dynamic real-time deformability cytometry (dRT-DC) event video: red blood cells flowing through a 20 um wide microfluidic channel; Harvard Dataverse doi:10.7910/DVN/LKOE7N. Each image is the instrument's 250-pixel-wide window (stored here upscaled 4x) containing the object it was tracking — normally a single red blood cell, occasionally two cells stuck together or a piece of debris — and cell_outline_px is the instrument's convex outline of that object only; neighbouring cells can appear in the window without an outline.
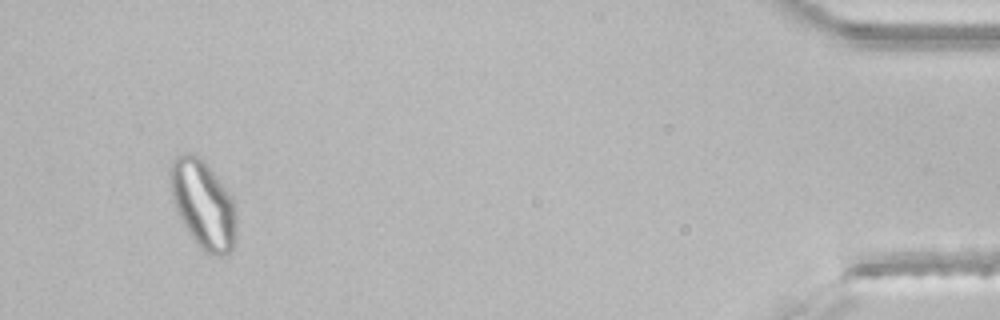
{"species": "common noctule bat (a hibernating species)", "species_latin": "Nyctalus noctula", "temperature_condition": "room temperature", "stored_images_in_passage": 43, "segment_of_instrument_passage": [2, 2], "camera_frame_rate_fps": 3000, "um_per_image_px": 0.085, "animal": {"sex": "male", "body_mass_g": 21.5, "forearm_length_mm": 52.0}, "frame": {"image": 1, "passage_image": 41, "time_ms": 13.333, "image_size_px": [1000, 320], "cell_outline_px": [[236, 240], [232, 248], [224, 256], [216, 256], [204, 252], [200, 248], [176, 212], [172, 196], [172, 160], [176, 156], [184, 152], [188, 152], [200, 156], [232, 196], [236, 208]], "centroid_in_image_um": [17.31, 17.39], "position_along_channel_um": 417.9, "area_um2": 33.7}}